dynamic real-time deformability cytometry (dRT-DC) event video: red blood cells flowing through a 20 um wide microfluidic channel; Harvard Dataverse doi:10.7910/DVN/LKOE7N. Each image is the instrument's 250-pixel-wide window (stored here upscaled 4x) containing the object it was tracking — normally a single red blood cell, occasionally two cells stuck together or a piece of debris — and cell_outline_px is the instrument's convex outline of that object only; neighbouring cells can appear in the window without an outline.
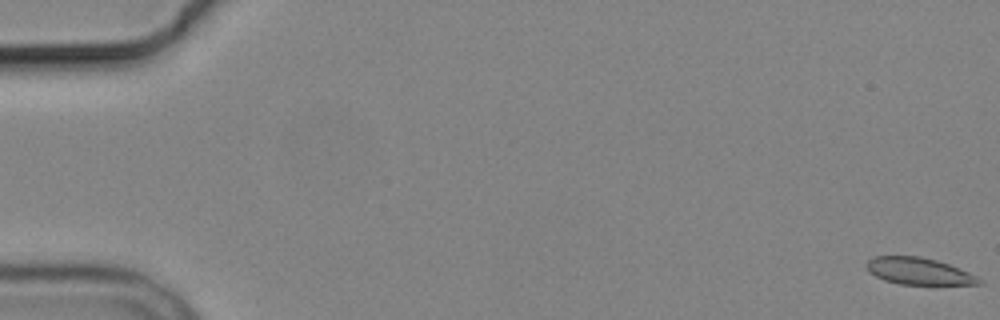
{"species": "common noctule bat (a hibernating species)", "species_latin": "Nyctalus noctula", "temperature_condition": "cold", "stored_images_in_passage": 6, "camera_frame_rate_fps": 3000, "um_per_image_px": 0.085, "animal": {"sex": "male", "body_mass_g": 19.2, "forearm_length_mm": 51.8}, "frame": {"image": 1, "passage_image": 1, "time_ms": 0.0, "image_size_px": [1000, 320], "cell_outline_px": [[984, 284], [900, 284], [884, 280], [868, 272], [864, 264], [872, 256], [920, 256], [936, 260], [948, 264], [968, 272], [984, 280]], "centroid_in_image_um": [78.06, 23.04], "position_along_channel_um": 6.9, "area_um2": 17.63}}
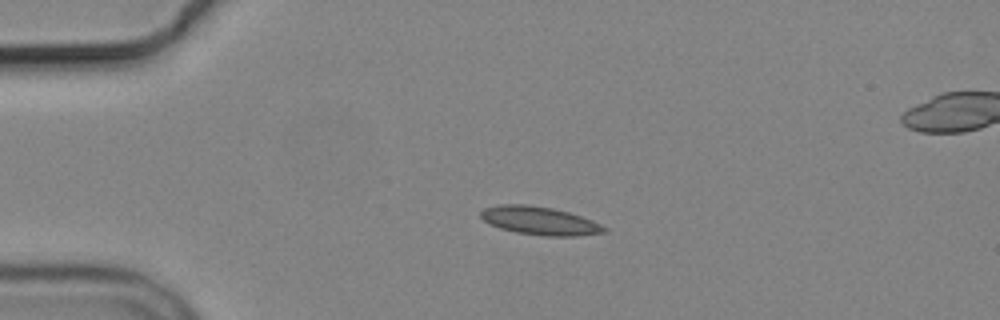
{"frame": {"image": 2, "passage_image": 4, "time_ms": 4.333, "image_size_px": [1000, 320], "cell_outline_px": [[608, 232], [576, 236], [544, 236], [516, 232], [500, 228], [488, 224], [480, 216], [480, 212], [484, 208], [500, 204], [528, 204], [552, 208], [568, 212], [592, 220], [608, 228]], "centroid_in_image_um": [45.87, 18.76], "position_along_channel_um": 39.1, "area_um2": 20.4}}